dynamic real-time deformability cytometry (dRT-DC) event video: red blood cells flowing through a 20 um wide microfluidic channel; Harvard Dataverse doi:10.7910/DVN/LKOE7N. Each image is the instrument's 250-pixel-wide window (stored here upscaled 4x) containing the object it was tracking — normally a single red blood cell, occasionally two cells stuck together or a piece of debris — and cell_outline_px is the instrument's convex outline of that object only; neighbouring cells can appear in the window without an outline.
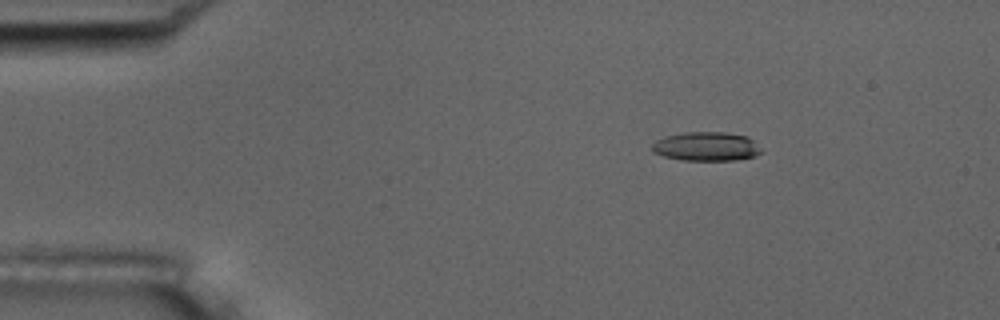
{"species": "common noctule bat (a hibernating species)", "species_latin": "Nyctalus noctula", "temperature_condition": "room temperature", "stored_images_in_passage": 48, "camera_frame_rate_fps": 3000, "um_per_image_px": 0.085, "animal": {"sex": "male", "body_mass_g": 17.5, "forearm_length_mm": 52.3}, "frame": {"image": 1, "passage_image": 1, "time_ms": 0.0, "image_size_px": [1000, 320], "cell_outline_px": [[764, 152], [756, 156], [736, 160], [680, 160], [664, 156], [652, 152], [652, 144], [656, 140], [664, 136], [684, 132], [724, 132], [748, 136]], "centroid_in_image_um": [60.03, 12.45], "position_along_channel_um": 25.0, "area_um2": 18.61}}
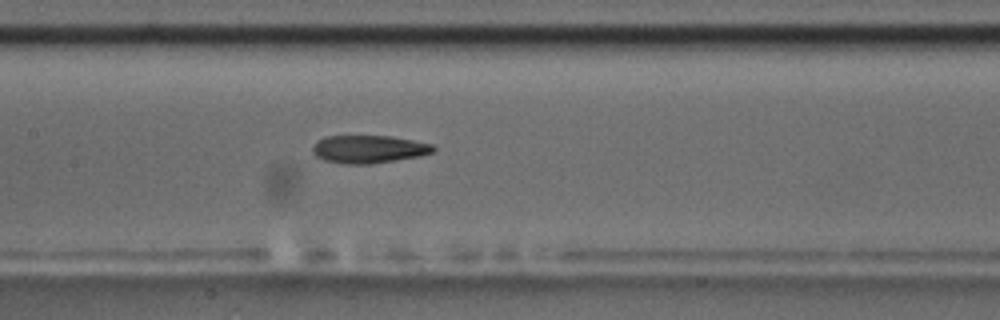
{"frame": {"image": 2, "passage_image": 19, "time_ms": 6.0, "image_size_px": [1000, 320], "cell_outline_px": [[436, 148], [432, 152], [420, 156], [372, 164], [344, 164], [324, 160], [316, 156], [312, 152], [312, 144], [316, 140], [328, 136], [388, 136], [412, 140], [432, 144]], "centroid_in_image_um": [31.3, 12.68], "position_along_channel_um": 176.1, "area_um2": 19.65}}
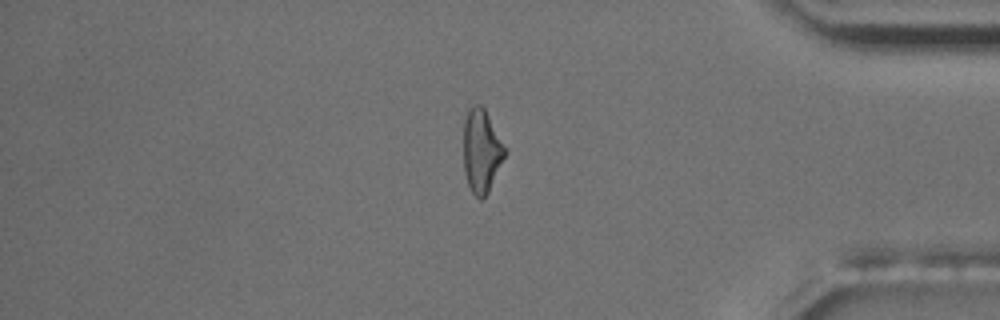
{"frame": {"image": 3, "passage_image": 39, "time_ms": 12.667, "image_size_px": [1000, 320], "cell_outline_px": [[508, 152], [488, 192], [480, 200], [472, 192], [468, 184], [464, 172], [464, 120], [468, 108], [472, 104], [480, 104], [484, 108], [508, 148]], "centroid_in_image_um": [40.96, 12.79], "position_along_channel_um": 394.2, "area_um2": 20.46}, "authors_computed_cell_mechanics": {"area_um2": 20.0277, "velocity_mm_per_s": 3.6812, "shape_relaxation_time_tau1_ms": 6.4274, "shape_relaxation_time_tau2_ms": 3.6539, "deformation_change_tau1": 0.2137, "deformation_change_tau2": 0.1328}}